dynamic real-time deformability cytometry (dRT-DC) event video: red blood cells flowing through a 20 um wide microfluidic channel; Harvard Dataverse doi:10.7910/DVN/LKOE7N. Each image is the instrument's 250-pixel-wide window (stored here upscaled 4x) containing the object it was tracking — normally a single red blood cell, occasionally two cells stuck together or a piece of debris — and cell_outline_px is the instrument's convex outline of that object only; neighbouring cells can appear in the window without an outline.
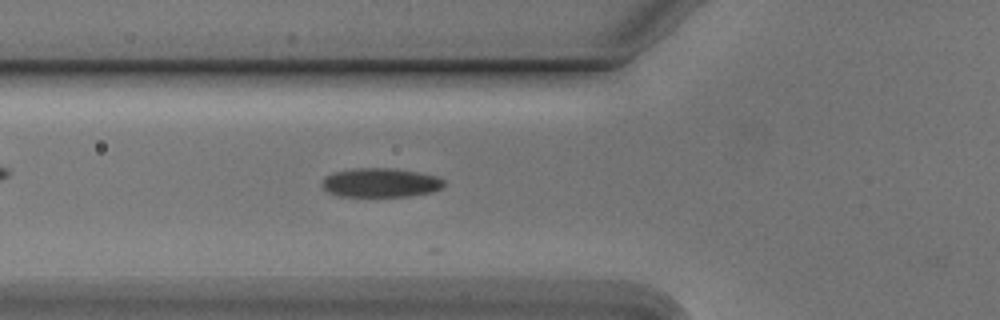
{"species": "Egyptian fruit bat (a non-hibernating species)", "species_latin": "Rousettus aegyptiacus", "temperature_condition": "cold", "stored_images_in_passage": 36, "camera_frame_rate_fps": 3000, "um_per_image_px": 0.085, "animal": {"sex": "male"}, "frame": {"image": 1, "passage_image": 5, "time_ms": 1.333, "image_size_px": [1000, 320], "cell_outline_px": [[444, 184], [440, 188], [432, 192], [412, 196], [336, 196], [328, 192], [320, 184], [324, 176], [332, 172], [356, 168], [392, 168], [416, 172], [436, 176], [444, 180]], "centroid_in_image_um": [32.29, 15.53], "position_along_channel_um": 93.5, "area_um2": 20.75}}
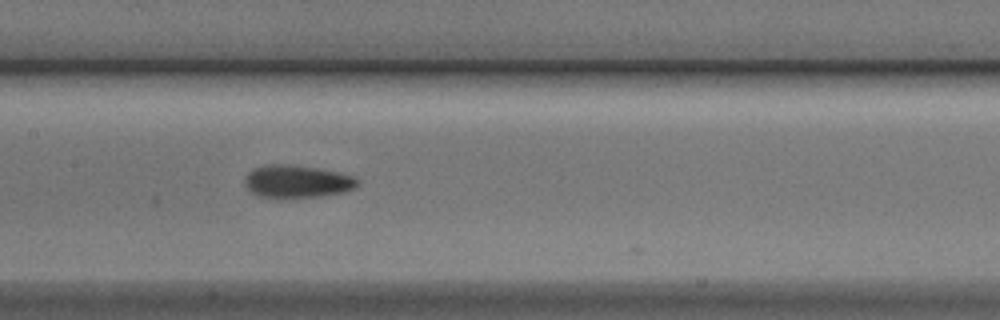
{"frame": {"image": 2, "passage_image": 12, "time_ms": 3.667, "image_size_px": [1000, 320], "cell_outline_px": [[360, 184], [344, 192], [320, 196], [280, 200], [276, 200], [260, 196], [252, 192], [244, 184], [244, 176], [252, 168], [272, 164], [280, 164], [316, 168], [336, 172], [352, 176], [360, 180]], "centroid_in_image_um": [25.2, 15.46], "position_along_channel_um": 182.2, "area_um2": 21.79}}
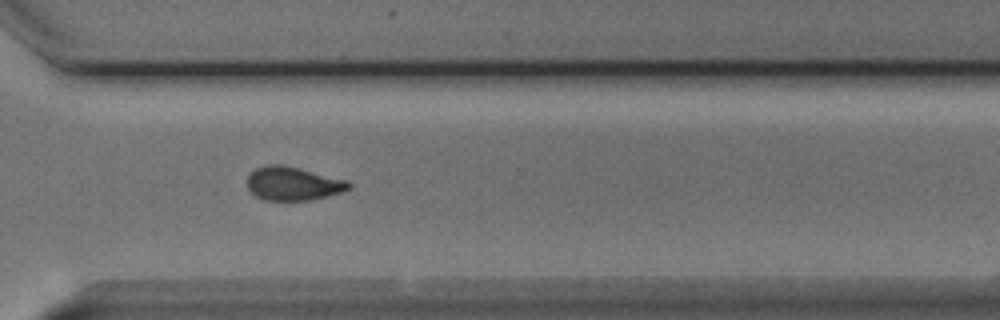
{"frame": {"image": 3, "passage_image": 25, "time_ms": 8.0, "image_size_px": [1000, 320], "cell_outline_px": [[352, 188], [344, 192], [312, 200], [264, 200], [256, 196], [248, 188], [248, 176], [256, 168], [268, 164], [280, 164], [344, 180], [352, 184]], "centroid_in_image_um": [24.91, 15.62], "position_along_channel_um": 345.7, "area_um2": 19.59}, "authors_computed_cell_mechanics": {"area_um2": 20.23, "velocity_mm_per_s": 3.79, "shape_relaxation_time_tau1_ms": null, "shape_relaxation_time_tau2_ms": 3.7731, "deformation_change_tau1": null, "deformation_change_tau2": 0.0845}}